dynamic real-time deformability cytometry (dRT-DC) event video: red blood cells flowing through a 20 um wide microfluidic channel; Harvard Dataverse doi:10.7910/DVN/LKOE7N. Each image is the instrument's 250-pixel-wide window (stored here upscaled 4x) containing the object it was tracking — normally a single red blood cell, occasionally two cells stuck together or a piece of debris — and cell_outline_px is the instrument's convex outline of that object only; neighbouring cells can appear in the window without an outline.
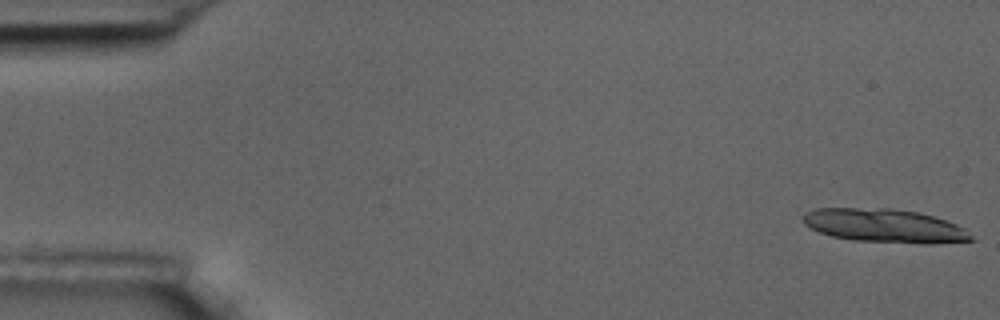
{"species": "common noctule bat (a hibernating species)", "species_latin": "Nyctalus noctula", "temperature_condition": "room temperature", "stored_images_in_passage": 15, "camera_frame_rate_fps": 3000, "um_per_image_px": 0.085, "animal": {"sex": "male", "body_mass_g": 17.5, "forearm_length_mm": 52.3}, "frame": {"image": 1, "passage_image": 1, "time_ms": 0.0, "image_size_px": [1000, 320], "cell_outline_px": [[976, 240], [924, 244], [852, 240], [832, 236], [820, 232], [804, 224], [804, 216], [808, 212], [816, 208], [892, 208], [920, 212], [956, 224], [964, 228]], "centroid_in_image_um": [75.22, 19.19], "position_along_channel_um": 9.8, "area_um2": 32.77}}